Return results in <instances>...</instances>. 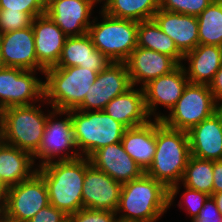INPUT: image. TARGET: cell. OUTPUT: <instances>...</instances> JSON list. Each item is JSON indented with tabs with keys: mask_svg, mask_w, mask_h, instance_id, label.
Returning a JSON list of instances; mask_svg holds the SVG:
<instances>
[{
	"mask_svg": "<svg viewBox=\"0 0 222 222\" xmlns=\"http://www.w3.org/2000/svg\"><path fill=\"white\" fill-rule=\"evenodd\" d=\"M190 156L188 132L170 128L156 119V152L145 173L169 189V208L179 194V182Z\"/></svg>",
	"mask_w": 222,
	"mask_h": 222,
	"instance_id": "1",
	"label": "cell"
},
{
	"mask_svg": "<svg viewBox=\"0 0 222 222\" xmlns=\"http://www.w3.org/2000/svg\"><path fill=\"white\" fill-rule=\"evenodd\" d=\"M168 209L169 189L144 173L122 185L116 214L122 220L156 222Z\"/></svg>",
	"mask_w": 222,
	"mask_h": 222,
	"instance_id": "2",
	"label": "cell"
},
{
	"mask_svg": "<svg viewBox=\"0 0 222 222\" xmlns=\"http://www.w3.org/2000/svg\"><path fill=\"white\" fill-rule=\"evenodd\" d=\"M37 172L46 183L52 206L62 210L68 217L82 208L86 157L55 161L37 167Z\"/></svg>",
	"mask_w": 222,
	"mask_h": 222,
	"instance_id": "3",
	"label": "cell"
},
{
	"mask_svg": "<svg viewBox=\"0 0 222 222\" xmlns=\"http://www.w3.org/2000/svg\"><path fill=\"white\" fill-rule=\"evenodd\" d=\"M44 99L53 109H76L95 82L98 73L80 66L51 67L44 72Z\"/></svg>",
	"mask_w": 222,
	"mask_h": 222,
	"instance_id": "4",
	"label": "cell"
},
{
	"mask_svg": "<svg viewBox=\"0 0 222 222\" xmlns=\"http://www.w3.org/2000/svg\"><path fill=\"white\" fill-rule=\"evenodd\" d=\"M76 147L80 156L89 158L96 150L121 142L125 130L104 110H70Z\"/></svg>",
	"mask_w": 222,
	"mask_h": 222,
	"instance_id": "5",
	"label": "cell"
},
{
	"mask_svg": "<svg viewBox=\"0 0 222 222\" xmlns=\"http://www.w3.org/2000/svg\"><path fill=\"white\" fill-rule=\"evenodd\" d=\"M99 14L102 21L97 22L95 17L87 34L95 48L111 62H125L137 47L138 22L112 17L102 10Z\"/></svg>",
	"mask_w": 222,
	"mask_h": 222,
	"instance_id": "6",
	"label": "cell"
},
{
	"mask_svg": "<svg viewBox=\"0 0 222 222\" xmlns=\"http://www.w3.org/2000/svg\"><path fill=\"white\" fill-rule=\"evenodd\" d=\"M41 104L13 106L3 110L6 144L30 153L38 151L47 121Z\"/></svg>",
	"mask_w": 222,
	"mask_h": 222,
	"instance_id": "7",
	"label": "cell"
},
{
	"mask_svg": "<svg viewBox=\"0 0 222 222\" xmlns=\"http://www.w3.org/2000/svg\"><path fill=\"white\" fill-rule=\"evenodd\" d=\"M219 109L209 85L188 83L169 114L162 113L161 121L170 128L188 132Z\"/></svg>",
	"mask_w": 222,
	"mask_h": 222,
	"instance_id": "8",
	"label": "cell"
},
{
	"mask_svg": "<svg viewBox=\"0 0 222 222\" xmlns=\"http://www.w3.org/2000/svg\"><path fill=\"white\" fill-rule=\"evenodd\" d=\"M48 113L41 145L33 155L34 162L35 159L40 161L38 167L55 161H67L80 157L74 140L70 110L62 111L52 108V111ZM57 115L66 116L60 120L56 119Z\"/></svg>",
	"mask_w": 222,
	"mask_h": 222,
	"instance_id": "9",
	"label": "cell"
},
{
	"mask_svg": "<svg viewBox=\"0 0 222 222\" xmlns=\"http://www.w3.org/2000/svg\"><path fill=\"white\" fill-rule=\"evenodd\" d=\"M36 71L4 67L0 69V106H28L44 99V81L36 77ZM35 101V102H34Z\"/></svg>",
	"mask_w": 222,
	"mask_h": 222,
	"instance_id": "10",
	"label": "cell"
},
{
	"mask_svg": "<svg viewBox=\"0 0 222 222\" xmlns=\"http://www.w3.org/2000/svg\"><path fill=\"white\" fill-rule=\"evenodd\" d=\"M49 204L46 183L36 171L29 179L8 187L6 216L16 221L28 222Z\"/></svg>",
	"mask_w": 222,
	"mask_h": 222,
	"instance_id": "11",
	"label": "cell"
},
{
	"mask_svg": "<svg viewBox=\"0 0 222 222\" xmlns=\"http://www.w3.org/2000/svg\"><path fill=\"white\" fill-rule=\"evenodd\" d=\"M131 87L126 64L110 62L98 73L83 102L76 109L80 111L104 110L113 98L125 93Z\"/></svg>",
	"mask_w": 222,
	"mask_h": 222,
	"instance_id": "12",
	"label": "cell"
},
{
	"mask_svg": "<svg viewBox=\"0 0 222 222\" xmlns=\"http://www.w3.org/2000/svg\"><path fill=\"white\" fill-rule=\"evenodd\" d=\"M189 80L183 64H179L173 71L150 81L143 87L145 107L149 117L161 120L163 115L156 113L158 105H162L169 111L176 105L178 99ZM156 113V114H155Z\"/></svg>",
	"mask_w": 222,
	"mask_h": 222,
	"instance_id": "13",
	"label": "cell"
},
{
	"mask_svg": "<svg viewBox=\"0 0 222 222\" xmlns=\"http://www.w3.org/2000/svg\"><path fill=\"white\" fill-rule=\"evenodd\" d=\"M122 184L93 167L86 157V173L82 192V208L117 211Z\"/></svg>",
	"mask_w": 222,
	"mask_h": 222,
	"instance_id": "14",
	"label": "cell"
},
{
	"mask_svg": "<svg viewBox=\"0 0 222 222\" xmlns=\"http://www.w3.org/2000/svg\"><path fill=\"white\" fill-rule=\"evenodd\" d=\"M96 4L92 0H47L45 14L67 37L87 34Z\"/></svg>",
	"mask_w": 222,
	"mask_h": 222,
	"instance_id": "15",
	"label": "cell"
},
{
	"mask_svg": "<svg viewBox=\"0 0 222 222\" xmlns=\"http://www.w3.org/2000/svg\"><path fill=\"white\" fill-rule=\"evenodd\" d=\"M35 50L38 59V72L55 67L60 59L67 36L46 14L32 21Z\"/></svg>",
	"mask_w": 222,
	"mask_h": 222,
	"instance_id": "16",
	"label": "cell"
},
{
	"mask_svg": "<svg viewBox=\"0 0 222 222\" xmlns=\"http://www.w3.org/2000/svg\"><path fill=\"white\" fill-rule=\"evenodd\" d=\"M124 63L132 86L140 83L141 88L155 78L170 73L179 65L170 56L138 46Z\"/></svg>",
	"mask_w": 222,
	"mask_h": 222,
	"instance_id": "17",
	"label": "cell"
},
{
	"mask_svg": "<svg viewBox=\"0 0 222 222\" xmlns=\"http://www.w3.org/2000/svg\"><path fill=\"white\" fill-rule=\"evenodd\" d=\"M90 164L120 184L141 177L145 172L125 152L121 142L96 150L89 157Z\"/></svg>",
	"mask_w": 222,
	"mask_h": 222,
	"instance_id": "18",
	"label": "cell"
},
{
	"mask_svg": "<svg viewBox=\"0 0 222 222\" xmlns=\"http://www.w3.org/2000/svg\"><path fill=\"white\" fill-rule=\"evenodd\" d=\"M0 46L5 67L38 71L32 25L0 34Z\"/></svg>",
	"mask_w": 222,
	"mask_h": 222,
	"instance_id": "19",
	"label": "cell"
},
{
	"mask_svg": "<svg viewBox=\"0 0 222 222\" xmlns=\"http://www.w3.org/2000/svg\"><path fill=\"white\" fill-rule=\"evenodd\" d=\"M191 156L222 160V109L188 131Z\"/></svg>",
	"mask_w": 222,
	"mask_h": 222,
	"instance_id": "20",
	"label": "cell"
},
{
	"mask_svg": "<svg viewBox=\"0 0 222 222\" xmlns=\"http://www.w3.org/2000/svg\"><path fill=\"white\" fill-rule=\"evenodd\" d=\"M152 19L183 55L199 44L197 16L159 9Z\"/></svg>",
	"mask_w": 222,
	"mask_h": 222,
	"instance_id": "21",
	"label": "cell"
},
{
	"mask_svg": "<svg viewBox=\"0 0 222 222\" xmlns=\"http://www.w3.org/2000/svg\"><path fill=\"white\" fill-rule=\"evenodd\" d=\"M111 61L95 48L88 34L67 37L55 67L80 66L101 72Z\"/></svg>",
	"mask_w": 222,
	"mask_h": 222,
	"instance_id": "22",
	"label": "cell"
},
{
	"mask_svg": "<svg viewBox=\"0 0 222 222\" xmlns=\"http://www.w3.org/2000/svg\"><path fill=\"white\" fill-rule=\"evenodd\" d=\"M139 88L132 86L125 93L113 98L104 109L127 129L145 125L151 120L145 107L143 88Z\"/></svg>",
	"mask_w": 222,
	"mask_h": 222,
	"instance_id": "23",
	"label": "cell"
},
{
	"mask_svg": "<svg viewBox=\"0 0 222 222\" xmlns=\"http://www.w3.org/2000/svg\"><path fill=\"white\" fill-rule=\"evenodd\" d=\"M186 60L189 67L183 66L189 83L209 85L222 65L221 46L198 44L184 55Z\"/></svg>",
	"mask_w": 222,
	"mask_h": 222,
	"instance_id": "24",
	"label": "cell"
},
{
	"mask_svg": "<svg viewBox=\"0 0 222 222\" xmlns=\"http://www.w3.org/2000/svg\"><path fill=\"white\" fill-rule=\"evenodd\" d=\"M121 143L125 152L145 172L156 152V119L147 124L125 130Z\"/></svg>",
	"mask_w": 222,
	"mask_h": 222,
	"instance_id": "25",
	"label": "cell"
},
{
	"mask_svg": "<svg viewBox=\"0 0 222 222\" xmlns=\"http://www.w3.org/2000/svg\"><path fill=\"white\" fill-rule=\"evenodd\" d=\"M33 156L5 144L0 150V181L7 188L29 179L36 171ZM33 168V169H32Z\"/></svg>",
	"mask_w": 222,
	"mask_h": 222,
	"instance_id": "26",
	"label": "cell"
},
{
	"mask_svg": "<svg viewBox=\"0 0 222 222\" xmlns=\"http://www.w3.org/2000/svg\"><path fill=\"white\" fill-rule=\"evenodd\" d=\"M137 46L170 56L178 64H183L184 55L153 19L138 22Z\"/></svg>",
	"mask_w": 222,
	"mask_h": 222,
	"instance_id": "27",
	"label": "cell"
},
{
	"mask_svg": "<svg viewBox=\"0 0 222 222\" xmlns=\"http://www.w3.org/2000/svg\"><path fill=\"white\" fill-rule=\"evenodd\" d=\"M160 9V0H108L101 10L107 15L136 22L150 20Z\"/></svg>",
	"mask_w": 222,
	"mask_h": 222,
	"instance_id": "28",
	"label": "cell"
},
{
	"mask_svg": "<svg viewBox=\"0 0 222 222\" xmlns=\"http://www.w3.org/2000/svg\"><path fill=\"white\" fill-rule=\"evenodd\" d=\"M197 20L199 44L222 46V0H213Z\"/></svg>",
	"mask_w": 222,
	"mask_h": 222,
	"instance_id": "29",
	"label": "cell"
},
{
	"mask_svg": "<svg viewBox=\"0 0 222 222\" xmlns=\"http://www.w3.org/2000/svg\"><path fill=\"white\" fill-rule=\"evenodd\" d=\"M213 161L190 156L181 183L199 192L213 194Z\"/></svg>",
	"mask_w": 222,
	"mask_h": 222,
	"instance_id": "30",
	"label": "cell"
},
{
	"mask_svg": "<svg viewBox=\"0 0 222 222\" xmlns=\"http://www.w3.org/2000/svg\"><path fill=\"white\" fill-rule=\"evenodd\" d=\"M213 0H160V9L198 16Z\"/></svg>",
	"mask_w": 222,
	"mask_h": 222,
	"instance_id": "31",
	"label": "cell"
},
{
	"mask_svg": "<svg viewBox=\"0 0 222 222\" xmlns=\"http://www.w3.org/2000/svg\"><path fill=\"white\" fill-rule=\"evenodd\" d=\"M33 18L24 12L0 10V34L21 30L32 25Z\"/></svg>",
	"mask_w": 222,
	"mask_h": 222,
	"instance_id": "32",
	"label": "cell"
},
{
	"mask_svg": "<svg viewBox=\"0 0 222 222\" xmlns=\"http://www.w3.org/2000/svg\"><path fill=\"white\" fill-rule=\"evenodd\" d=\"M47 0H0V9L28 13L33 19L45 14Z\"/></svg>",
	"mask_w": 222,
	"mask_h": 222,
	"instance_id": "33",
	"label": "cell"
},
{
	"mask_svg": "<svg viewBox=\"0 0 222 222\" xmlns=\"http://www.w3.org/2000/svg\"><path fill=\"white\" fill-rule=\"evenodd\" d=\"M183 187L186 191H184V193L182 194L181 198H183V201H179L178 206L183 210V202L185 203V211L188 212L189 216H191L190 220L192 221L198 216L200 210L203 208L210 195L204 192L190 189L185 186Z\"/></svg>",
	"mask_w": 222,
	"mask_h": 222,
	"instance_id": "34",
	"label": "cell"
},
{
	"mask_svg": "<svg viewBox=\"0 0 222 222\" xmlns=\"http://www.w3.org/2000/svg\"><path fill=\"white\" fill-rule=\"evenodd\" d=\"M69 218L73 222H116L118 216L114 211L81 208L72 213Z\"/></svg>",
	"mask_w": 222,
	"mask_h": 222,
	"instance_id": "35",
	"label": "cell"
},
{
	"mask_svg": "<svg viewBox=\"0 0 222 222\" xmlns=\"http://www.w3.org/2000/svg\"><path fill=\"white\" fill-rule=\"evenodd\" d=\"M69 217L62 211L51 204L42 208L30 221L28 222H65Z\"/></svg>",
	"mask_w": 222,
	"mask_h": 222,
	"instance_id": "36",
	"label": "cell"
},
{
	"mask_svg": "<svg viewBox=\"0 0 222 222\" xmlns=\"http://www.w3.org/2000/svg\"><path fill=\"white\" fill-rule=\"evenodd\" d=\"M191 222H222V215L211 196L205 202L198 216Z\"/></svg>",
	"mask_w": 222,
	"mask_h": 222,
	"instance_id": "37",
	"label": "cell"
},
{
	"mask_svg": "<svg viewBox=\"0 0 222 222\" xmlns=\"http://www.w3.org/2000/svg\"><path fill=\"white\" fill-rule=\"evenodd\" d=\"M209 88L216 104L222 108V65L215 73L213 81L209 84Z\"/></svg>",
	"mask_w": 222,
	"mask_h": 222,
	"instance_id": "38",
	"label": "cell"
},
{
	"mask_svg": "<svg viewBox=\"0 0 222 222\" xmlns=\"http://www.w3.org/2000/svg\"><path fill=\"white\" fill-rule=\"evenodd\" d=\"M213 194L222 192V160L213 161Z\"/></svg>",
	"mask_w": 222,
	"mask_h": 222,
	"instance_id": "39",
	"label": "cell"
},
{
	"mask_svg": "<svg viewBox=\"0 0 222 222\" xmlns=\"http://www.w3.org/2000/svg\"><path fill=\"white\" fill-rule=\"evenodd\" d=\"M7 187L0 183V217L6 215L7 210Z\"/></svg>",
	"mask_w": 222,
	"mask_h": 222,
	"instance_id": "40",
	"label": "cell"
},
{
	"mask_svg": "<svg viewBox=\"0 0 222 222\" xmlns=\"http://www.w3.org/2000/svg\"><path fill=\"white\" fill-rule=\"evenodd\" d=\"M211 197H212L213 200L215 201L216 206L218 207L219 212H220L221 215H222V192H220V193H214V194L211 195Z\"/></svg>",
	"mask_w": 222,
	"mask_h": 222,
	"instance_id": "41",
	"label": "cell"
},
{
	"mask_svg": "<svg viewBox=\"0 0 222 222\" xmlns=\"http://www.w3.org/2000/svg\"><path fill=\"white\" fill-rule=\"evenodd\" d=\"M6 144L5 141V129L3 124H0V150L2 149V147Z\"/></svg>",
	"mask_w": 222,
	"mask_h": 222,
	"instance_id": "42",
	"label": "cell"
},
{
	"mask_svg": "<svg viewBox=\"0 0 222 222\" xmlns=\"http://www.w3.org/2000/svg\"><path fill=\"white\" fill-rule=\"evenodd\" d=\"M4 67H5V64H4L3 59H2L1 46H0V69H2Z\"/></svg>",
	"mask_w": 222,
	"mask_h": 222,
	"instance_id": "43",
	"label": "cell"
},
{
	"mask_svg": "<svg viewBox=\"0 0 222 222\" xmlns=\"http://www.w3.org/2000/svg\"><path fill=\"white\" fill-rule=\"evenodd\" d=\"M95 4H97V3H101L102 1H103V5L102 6H104L105 5V3L108 1V0H92Z\"/></svg>",
	"mask_w": 222,
	"mask_h": 222,
	"instance_id": "44",
	"label": "cell"
},
{
	"mask_svg": "<svg viewBox=\"0 0 222 222\" xmlns=\"http://www.w3.org/2000/svg\"><path fill=\"white\" fill-rule=\"evenodd\" d=\"M2 118H3V109H2V107L0 106V124H3V123H2Z\"/></svg>",
	"mask_w": 222,
	"mask_h": 222,
	"instance_id": "45",
	"label": "cell"
},
{
	"mask_svg": "<svg viewBox=\"0 0 222 222\" xmlns=\"http://www.w3.org/2000/svg\"><path fill=\"white\" fill-rule=\"evenodd\" d=\"M0 222H7V216L0 217Z\"/></svg>",
	"mask_w": 222,
	"mask_h": 222,
	"instance_id": "46",
	"label": "cell"
},
{
	"mask_svg": "<svg viewBox=\"0 0 222 222\" xmlns=\"http://www.w3.org/2000/svg\"><path fill=\"white\" fill-rule=\"evenodd\" d=\"M116 222H138V221H127V220H122V219H117Z\"/></svg>",
	"mask_w": 222,
	"mask_h": 222,
	"instance_id": "47",
	"label": "cell"
},
{
	"mask_svg": "<svg viewBox=\"0 0 222 222\" xmlns=\"http://www.w3.org/2000/svg\"><path fill=\"white\" fill-rule=\"evenodd\" d=\"M7 222H20V221H16L7 217Z\"/></svg>",
	"mask_w": 222,
	"mask_h": 222,
	"instance_id": "48",
	"label": "cell"
},
{
	"mask_svg": "<svg viewBox=\"0 0 222 222\" xmlns=\"http://www.w3.org/2000/svg\"><path fill=\"white\" fill-rule=\"evenodd\" d=\"M65 222H73L70 218H68Z\"/></svg>",
	"mask_w": 222,
	"mask_h": 222,
	"instance_id": "49",
	"label": "cell"
}]
</instances>
